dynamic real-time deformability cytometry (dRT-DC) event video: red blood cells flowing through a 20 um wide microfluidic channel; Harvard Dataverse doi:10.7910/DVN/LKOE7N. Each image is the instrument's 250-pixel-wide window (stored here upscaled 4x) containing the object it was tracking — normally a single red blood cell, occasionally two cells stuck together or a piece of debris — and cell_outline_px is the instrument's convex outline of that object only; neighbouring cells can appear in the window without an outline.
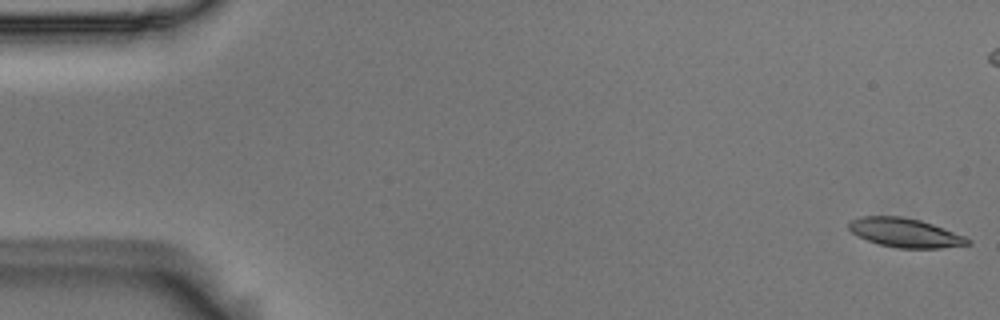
{"species": "Egyptian fruit bat (a non-hibernating species)", "species_latin": "Rousettus aegyptiacus", "temperature_condition": "room temperature", "stored_images_in_passage": 55, "camera_frame_rate_fps": 3000, "um_per_image_px": 0.085, "animal": {"sex": "male"}, "frame": {"image": 1, "passage_image": 1, "time_ms": 0.0, "image_size_px": [1000, 320], "cell_outline_px": [[972, 244], [940, 248], [896, 248], [880, 244], [856, 236], [848, 228], [848, 220], [860, 216], [900, 216], [920, 220], [944, 228], [964, 236], [972, 240]], "centroid_in_image_um": [76.91, 19.78], "position_along_channel_um": 8.1, "area_um2": 20.23}}
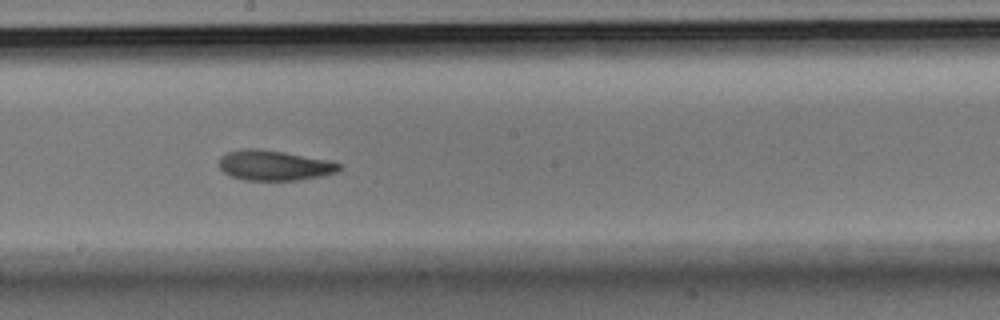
{"frame": {"image": 2, "passage_image": 30, "time_ms": 9.667, "image_size_px": [1000, 320], "cell_outline_px": [[340, 168], [336, 172], [320, 176], [300, 180], [244, 180], [232, 176], [224, 172], [220, 168], [220, 156], [228, 152], [244, 148], [260, 148], [284, 152], [328, 160], [340, 164]], "centroid_in_image_um": [23.28, 14.05], "position_along_channel_um": 224.9, "area_um2": 20.98}}
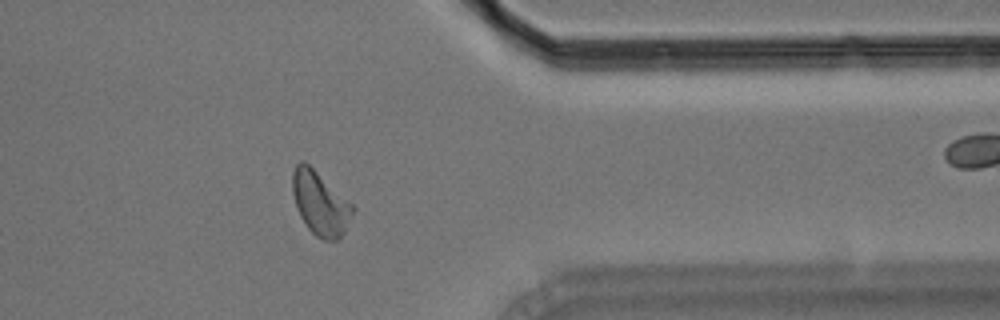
{"frame": {"image": 3, "passage_image": 44, "time_ms": 14.333, "image_size_px": [1000, 320], "cell_outline_px": [[356, 208], [344, 232], [336, 240], [324, 240], [316, 236], [308, 228], [300, 216], [296, 208], [292, 192], [292, 172], [296, 164], [300, 160], [304, 160], [352, 204]], "centroid_in_image_um": [27.19, 17.27], "position_along_channel_um": 384.2, "area_um2": 22.2}, "authors_computed_cell_mechanics": {"area_um2": 21.097, "velocity_mm_per_s": 3.6809, "shape_relaxation_time_tau1_ms": 7.4049, "shape_relaxation_time_tau2_ms": 2.3636, "deformation_change_tau1": 0.1846, "deformation_change_tau2": 0.093}}